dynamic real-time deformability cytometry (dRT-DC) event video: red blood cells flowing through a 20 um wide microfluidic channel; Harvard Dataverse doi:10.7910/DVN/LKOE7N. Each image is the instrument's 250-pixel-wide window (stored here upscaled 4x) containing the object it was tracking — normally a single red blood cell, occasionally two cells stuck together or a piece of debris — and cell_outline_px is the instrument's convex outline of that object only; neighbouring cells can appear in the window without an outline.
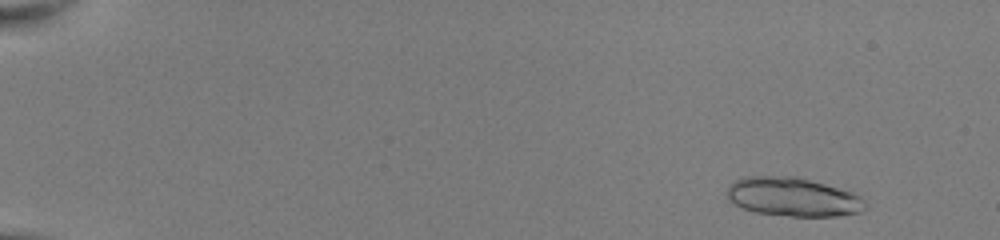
{"species": "common noctule bat (a hibernating species)", "species_latin": "Nyctalus noctula", "temperature_condition": "room temperature", "stored_images_in_passage": 52, "camera_frame_rate_fps": 3000, "um_per_image_px": 0.085, "animal": {"sex": "female", "body_mass_g": 22.0, "forearm_length_mm": 56.7}, "frame": {"image": 1, "passage_image": 5, "time_ms": 1.333, "image_size_px": [1000, 240], "cell_outline_px": [[868, 208], [860, 212], [836, 216], [792, 216], [756, 212], [740, 208], [728, 200], [728, 188], [736, 180], [744, 176], [796, 176], [852, 192], [864, 200]], "centroid_in_image_um": [67.39, 16.74], "position_along_channel_um": 17.6, "area_um2": 31.15}}
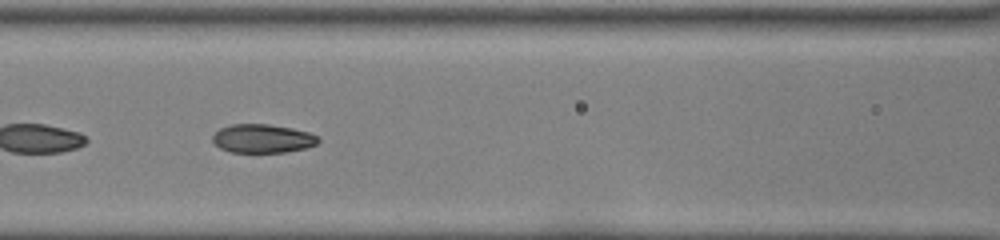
{"frame": {"image": 2, "passage_image": 26, "time_ms": 8.333, "image_size_px": [1000, 240], "cell_outline_px": [[320, 140], [316, 144], [308, 148], [284, 152], [232, 152], [220, 148], [212, 140], [212, 136], [220, 128], [232, 124], [268, 124], [292, 128], [308, 132], [316, 136]], "centroid_in_image_um": [22.32, 11.77], "position_along_channel_um": 144.3, "area_um2": 17.57}}
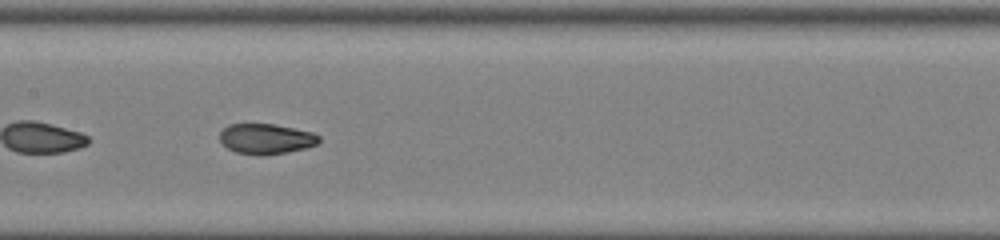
{"frame": {"image": 3, "passage_image": 29, "time_ms": 9.333, "image_size_px": [1000, 240], "cell_outline_px": [[320, 140], [316, 144], [304, 148], [288, 152], [264, 156], [260, 156], [236, 152], [228, 148], [220, 140], [220, 132], [228, 124], [272, 124], [312, 132], [320, 136]], "centroid_in_image_um": [22.6, 11.81], "position_along_channel_um": 184.8, "area_um2": 17.46}, "authors_computed_cell_mechanics": {"area_um2": 18.7561, "velocity_mm_per_s": 4.0618, "shape_relaxation_time_tau1_ms": 3.3712, "shape_relaxation_time_tau2_ms": 0.7934, "deformation_change_tau1": 0.175, "deformation_change_tau2": 0.0547}}